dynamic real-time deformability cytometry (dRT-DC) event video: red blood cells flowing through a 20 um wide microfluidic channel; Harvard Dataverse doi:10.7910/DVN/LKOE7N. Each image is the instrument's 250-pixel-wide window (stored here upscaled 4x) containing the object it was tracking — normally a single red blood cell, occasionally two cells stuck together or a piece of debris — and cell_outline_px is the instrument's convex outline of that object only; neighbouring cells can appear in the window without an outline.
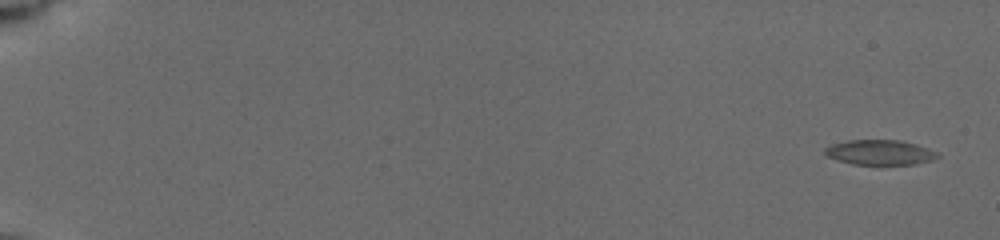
{"species": "common noctule bat (a hibernating species)", "species_latin": "Nyctalus noctula", "temperature_condition": "cold", "stored_images_in_passage": 75, "camera_frame_rate_fps": 3000, "um_per_image_px": 0.085, "animal": {"sex": "female", "body_mass_g": 19.5, "forearm_length_mm": 54.1}, "frame": {"image": 1, "passage_image": 4, "time_ms": 0.667, "image_size_px": [1000, 240], "cell_outline_px": [[940, 156], [932, 160], [916, 164], [852, 164], [836, 160], [828, 156], [824, 152], [824, 148], [832, 144], [848, 140], [900, 140], [916, 144], [940, 152]], "centroid_in_image_um": [74.81, 12.95], "position_along_channel_um": 10.2, "area_um2": 16.47}}
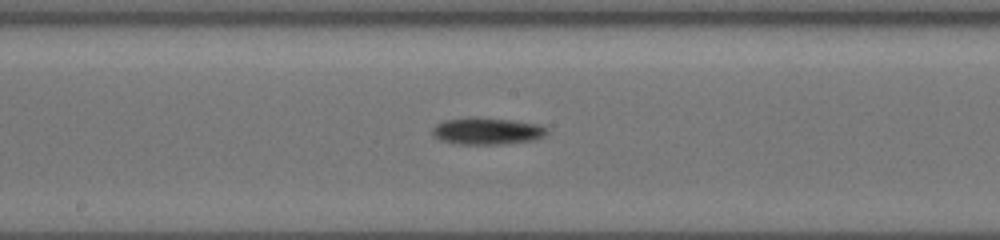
{"frame": {"image": 2, "passage_image": 42, "time_ms": 10.667, "image_size_px": [1000, 240], "cell_outline_px": [[548, 132], [544, 136], [532, 140], [500, 144], [456, 144], [440, 140], [432, 136], [432, 128], [436, 124], [444, 120], [508, 120], [536, 124], [548, 128]], "centroid_in_image_um": [41.38, 11.19], "position_along_channel_um": 206.8, "area_um2": 17.05}}
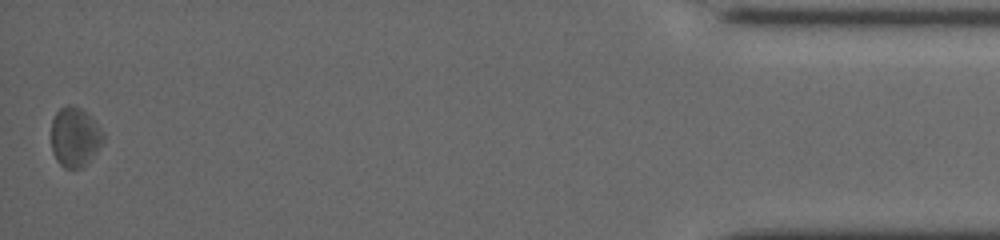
{"frame": {"image": 3, "passage_image": 74, "time_ms": 18.333, "image_size_px": [1000, 240], "cell_outline_px": [[104, 140], [88, 160], [80, 168], [64, 168], [56, 160], [52, 152], [52, 120], [56, 112], [60, 108], [68, 104], [72, 104], [80, 108], [104, 132]], "centroid_in_image_um": [6.33, 11.63], "position_along_channel_um": 428.9, "area_um2": 17.63}, "authors_computed_cell_mechanics": {"area_um2": 16.8776, "velocity_mm_per_s": 3.8646, "shape_relaxation_time_tau1_ms": 5.2539, "shape_relaxation_time_tau2_ms": null, "deformation_change_tau1": 0.063, "deformation_change_tau2": null}}